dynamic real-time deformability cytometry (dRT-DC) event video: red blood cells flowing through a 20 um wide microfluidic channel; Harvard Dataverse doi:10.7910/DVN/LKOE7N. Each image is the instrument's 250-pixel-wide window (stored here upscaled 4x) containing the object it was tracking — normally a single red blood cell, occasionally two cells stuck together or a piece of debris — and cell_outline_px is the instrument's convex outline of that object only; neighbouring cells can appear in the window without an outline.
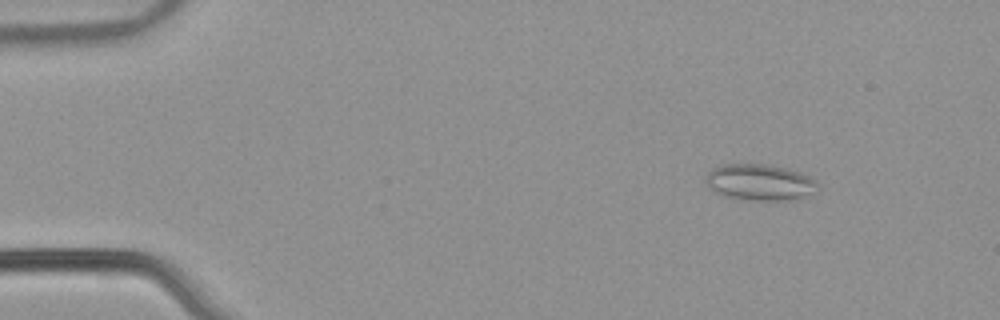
{"species": "common noctule bat (a hibernating species)", "species_latin": "Nyctalus noctula", "temperature_condition": "warm", "stored_images_in_passage": 54, "camera_frame_rate_fps": 3000, "um_per_image_px": 0.085, "animal": {"sex": "male", "body_mass_g": 21.5, "forearm_length_mm": 52.0}, "frame": {"image": 1, "passage_image": 7, "time_ms": 2.0, "image_size_px": [1000, 320], "cell_outline_px": [[820, 184], [812, 192], [796, 200], [752, 200], [724, 196], [708, 188], [704, 180], [708, 172], [712, 168], [724, 164], [764, 164], [788, 168], [800, 172], [816, 180]], "centroid_in_image_um": [64.56, 15.49], "position_along_channel_um": 20.4, "area_um2": 23.76}}
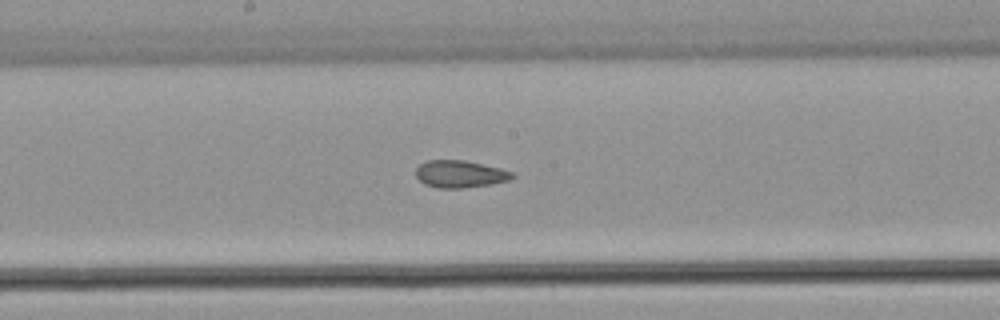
{"frame": {"image": 2, "passage_image": 29, "time_ms": 9.333, "image_size_px": [1000, 320], "cell_outline_px": [[516, 176], [508, 180], [492, 184], [460, 188], [436, 188], [424, 184], [416, 176], [416, 168], [420, 164], [428, 160], [464, 160], [500, 168], [512, 172]], "centroid_in_image_um": [39.09, 14.79], "position_along_channel_um": 209.1, "area_um2": 15.26}}
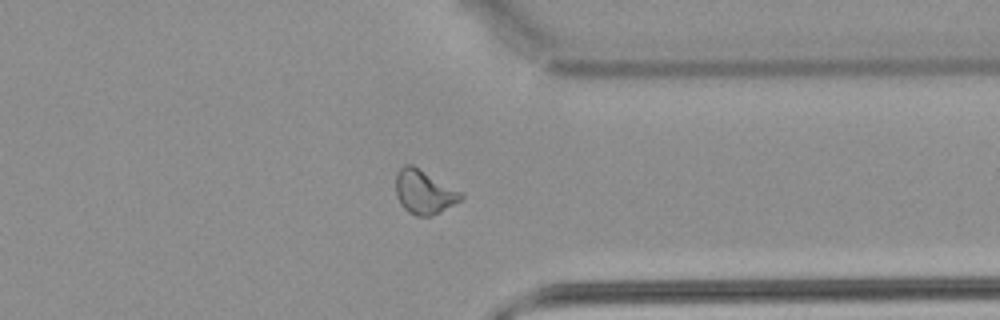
{"frame": {"image": 3, "passage_image": 42, "time_ms": 13.667, "image_size_px": [1000, 320], "cell_outline_px": [[464, 196], [460, 200], [440, 212], [432, 216], [416, 216], [408, 212], [400, 204], [396, 196], [396, 172], [404, 164], [412, 164], [464, 192]], "centroid_in_image_um": [36.05, 16.3], "position_along_channel_um": 375.4, "area_um2": 16.94}, "authors_computed_cell_mechanics": {"area_um2": 17.1666, "velocity_mm_per_s": 3.9051, "shape_relaxation_time_tau1_ms": null, "shape_relaxation_time_tau2_ms": 2.888, "deformation_change_tau1": null, "deformation_change_tau2": 0.0948}}